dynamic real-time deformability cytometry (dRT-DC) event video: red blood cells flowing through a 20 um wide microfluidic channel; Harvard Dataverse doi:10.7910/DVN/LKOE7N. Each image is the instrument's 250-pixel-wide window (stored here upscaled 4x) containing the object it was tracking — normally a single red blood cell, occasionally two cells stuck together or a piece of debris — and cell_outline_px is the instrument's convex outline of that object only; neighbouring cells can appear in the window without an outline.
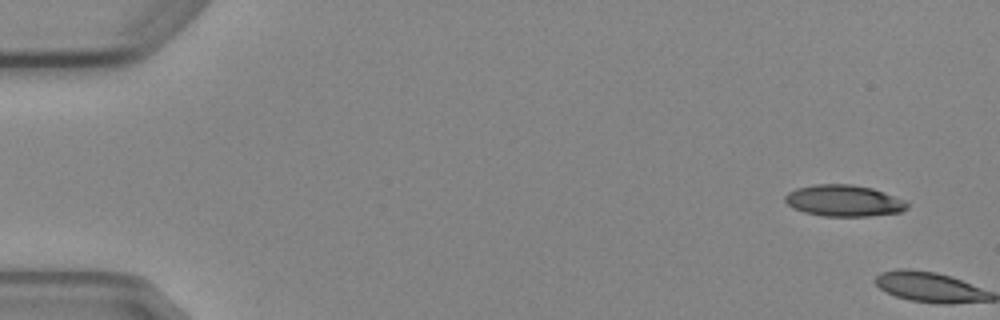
{"species": "Egyptian fruit bat (a non-hibernating species)", "species_latin": "Rousettus aegyptiacus", "temperature_condition": "cold", "stored_images_in_passage": 5, "camera_frame_rate_fps": 3000, "um_per_image_px": 0.085, "animal": {"sex": "female"}, "frame": {"image": 1, "passage_image": 1, "time_ms": 0.0, "image_size_px": [1000, 320], "cell_outline_px": [[908, 208], [900, 212], [868, 216], [824, 216], [804, 212], [792, 208], [784, 200], [784, 196], [788, 192], [796, 188], [812, 184], [852, 184], [872, 188], [904, 200], [908, 204]], "centroid_in_image_um": [71.69, 17.05], "position_along_channel_um": 13.3, "area_um2": 22.37}}